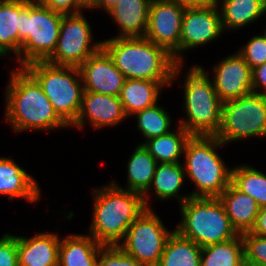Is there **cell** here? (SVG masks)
<instances>
[{
	"label": "cell",
	"instance_id": "obj_1",
	"mask_svg": "<svg viewBox=\"0 0 266 266\" xmlns=\"http://www.w3.org/2000/svg\"><path fill=\"white\" fill-rule=\"evenodd\" d=\"M5 89V122L13 132L69 127L55 112L38 82L23 68L12 69Z\"/></svg>",
	"mask_w": 266,
	"mask_h": 266
},
{
	"label": "cell",
	"instance_id": "obj_2",
	"mask_svg": "<svg viewBox=\"0 0 266 266\" xmlns=\"http://www.w3.org/2000/svg\"><path fill=\"white\" fill-rule=\"evenodd\" d=\"M102 47L113 59L125 79H144L172 83L185 64H177L162 46L146 37H111L102 41Z\"/></svg>",
	"mask_w": 266,
	"mask_h": 266
},
{
	"label": "cell",
	"instance_id": "obj_3",
	"mask_svg": "<svg viewBox=\"0 0 266 266\" xmlns=\"http://www.w3.org/2000/svg\"><path fill=\"white\" fill-rule=\"evenodd\" d=\"M91 194L94 204L88 235L103 246L118 245L147 208L143 195L119 188L112 181L93 188Z\"/></svg>",
	"mask_w": 266,
	"mask_h": 266
},
{
	"label": "cell",
	"instance_id": "obj_4",
	"mask_svg": "<svg viewBox=\"0 0 266 266\" xmlns=\"http://www.w3.org/2000/svg\"><path fill=\"white\" fill-rule=\"evenodd\" d=\"M224 146L216 136L192 135L188 140L182 163L196 188L191 197H219L231 183L232 167L217 151Z\"/></svg>",
	"mask_w": 266,
	"mask_h": 266
},
{
	"label": "cell",
	"instance_id": "obj_5",
	"mask_svg": "<svg viewBox=\"0 0 266 266\" xmlns=\"http://www.w3.org/2000/svg\"><path fill=\"white\" fill-rule=\"evenodd\" d=\"M63 13L42 5L38 0H20L19 67L46 61L55 51Z\"/></svg>",
	"mask_w": 266,
	"mask_h": 266
},
{
	"label": "cell",
	"instance_id": "obj_6",
	"mask_svg": "<svg viewBox=\"0 0 266 266\" xmlns=\"http://www.w3.org/2000/svg\"><path fill=\"white\" fill-rule=\"evenodd\" d=\"M184 118L179 125L191 135L216 136L221 126L223 102L202 65H193L184 76Z\"/></svg>",
	"mask_w": 266,
	"mask_h": 266
},
{
	"label": "cell",
	"instance_id": "obj_7",
	"mask_svg": "<svg viewBox=\"0 0 266 266\" xmlns=\"http://www.w3.org/2000/svg\"><path fill=\"white\" fill-rule=\"evenodd\" d=\"M179 206L182 219L175 230L201 248L238 235L218 197H190Z\"/></svg>",
	"mask_w": 266,
	"mask_h": 266
},
{
	"label": "cell",
	"instance_id": "obj_8",
	"mask_svg": "<svg viewBox=\"0 0 266 266\" xmlns=\"http://www.w3.org/2000/svg\"><path fill=\"white\" fill-rule=\"evenodd\" d=\"M23 68L38 82L57 115L70 129L78 117L84 93L79 67L35 61Z\"/></svg>",
	"mask_w": 266,
	"mask_h": 266
},
{
	"label": "cell",
	"instance_id": "obj_9",
	"mask_svg": "<svg viewBox=\"0 0 266 266\" xmlns=\"http://www.w3.org/2000/svg\"><path fill=\"white\" fill-rule=\"evenodd\" d=\"M216 137L224 144L266 137V96L251 92L223 103Z\"/></svg>",
	"mask_w": 266,
	"mask_h": 266
},
{
	"label": "cell",
	"instance_id": "obj_10",
	"mask_svg": "<svg viewBox=\"0 0 266 266\" xmlns=\"http://www.w3.org/2000/svg\"><path fill=\"white\" fill-rule=\"evenodd\" d=\"M146 208L128 228L118 246L144 266H158L166 242L172 231L153 211Z\"/></svg>",
	"mask_w": 266,
	"mask_h": 266
},
{
	"label": "cell",
	"instance_id": "obj_11",
	"mask_svg": "<svg viewBox=\"0 0 266 266\" xmlns=\"http://www.w3.org/2000/svg\"><path fill=\"white\" fill-rule=\"evenodd\" d=\"M83 12L63 14L58 42L50 64L80 67L102 47V41L93 42V31Z\"/></svg>",
	"mask_w": 266,
	"mask_h": 266
},
{
	"label": "cell",
	"instance_id": "obj_12",
	"mask_svg": "<svg viewBox=\"0 0 266 266\" xmlns=\"http://www.w3.org/2000/svg\"><path fill=\"white\" fill-rule=\"evenodd\" d=\"M185 7L174 0H152L145 37L164 47L180 64V33Z\"/></svg>",
	"mask_w": 266,
	"mask_h": 266
},
{
	"label": "cell",
	"instance_id": "obj_13",
	"mask_svg": "<svg viewBox=\"0 0 266 266\" xmlns=\"http://www.w3.org/2000/svg\"><path fill=\"white\" fill-rule=\"evenodd\" d=\"M222 34L224 30L216 3L185 8L180 33V64L186 63L184 52L212 43Z\"/></svg>",
	"mask_w": 266,
	"mask_h": 266
},
{
	"label": "cell",
	"instance_id": "obj_14",
	"mask_svg": "<svg viewBox=\"0 0 266 266\" xmlns=\"http://www.w3.org/2000/svg\"><path fill=\"white\" fill-rule=\"evenodd\" d=\"M211 70L208 76L223 103L253 92L252 69L237 51L219 60Z\"/></svg>",
	"mask_w": 266,
	"mask_h": 266
},
{
	"label": "cell",
	"instance_id": "obj_15",
	"mask_svg": "<svg viewBox=\"0 0 266 266\" xmlns=\"http://www.w3.org/2000/svg\"><path fill=\"white\" fill-rule=\"evenodd\" d=\"M126 118L119 96L84 91L78 117L70 127L82 130L88 122L90 127L100 130L114 127Z\"/></svg>",
	"mask_w": 266,
	"mask_h": 266
},
{
	"label": "cell",
	"instance_id": "obj_16",
	"mask_svg": "<svg viewBox=\"0 0 266 266\" xmlns=\"http://www.w3.org/2000/svg\"><path fill=\"white\" fill-rule=\"evenodd\" d=\"M79 69L84 91L119 96L125 77L103 47L89 57Z\"/></svg>",
	"mask_w": 266,
	"mask_h": 266
},
{
	"label": "cell",
	"instance_id": "obj_17",
	"mask_svg": "<svg viewBox=\"0 0 266 266\" xmlns=\"http://www.w3.org/2000/svg\"><path fill=\"white\" fill-rule=\"evenodd\" d=\"M32 176L13 158L0 157V195L8 196L10 201L21 198L36 204L40 200L39 182Z\"/></svg>",
	"mask_w": 266,
	"mask_h": 266
},
{
	"label": "cell",
	"instance_id": "obj_18",
	"mask_svg": "<svg viewBox=\"0 0 266 266\" xmlns=\"http://www.w3.org/2000/svg\"><path fill=\"white\" fill-rule=\"evenodd\" d=\"M59 233L40 232L32 237L17 235L19 266H58Z\"/></svg>",
	"mask_w": 266,
	"mask_h": 266
},
{
	"label": "cell",
	"instance_id": "obj_19",
	"mask_svg": "<svg viewBox=\"0 0 266 266\" xmlns=\"http://www.w3.org/2000/svg\"><path fill=\"white\" fill-rule=\"evenodd\" d=\"M185 178L183 163H158L151 185L143 194L146 207L152 208L150 206L151 204H149V197L152 195L151 191L153 192V189L154 197L158 200L168 201L169 199H177L179 205L185 202L191 197L189 193H181V189L186 180Z\"/></svg>",
	"mask_w": 266,
	"mask_h": 266
},
{
	"label": "cell",
	"instance_id": "obj_20",
	"mask_svg": "<svg viewBox=\"0 0 266 266\" xmlns=\"http://www.w3.org/2000/svg\"><path fill=\"white\" fill-rule=\"evenodd\" d=\"M152 0H117L107 14L119 28L114 37H145Z\"/></svg>",
	"mask_w": 266,
	"mask_h": 266
},
{
	"label": "cell",
	"instance_id": "obj_21",
	"mask_svg": "<svg viewBox=\"0 0 266 266\" xmlns=\"http://www.w3.org/2000/svg\"><path fill=\"white\" fill-rule=\"evenodd\" d=\"M172 83H159L144 79H125L119 94L127 118L158 103L163 88Z\"/></svg>",
	"mask_w": 266,
	"mask_h": 266
},
{
	"label": "cell",
	"instance_id": "obj_22",
	"mask_svg": "<svg viewBox=\"0 0 266 266\" xmlns=\"http://www.w3.org/2000/svg\"><path fill=\"white\" fill-rule=\"evenodd\" d=\"M218 198L237 233L251 231L260 208L257 202L249 195L239 191L232 183Z\"/></svg>",
	"mask_w": 266,
	"mask_h": 266
},
{
	"label": "cell",
	"instance_id": "obj_23",
	"mask_svg": "<svg viewBox=\"0 0 266 266\" xmlns=\"http://www.w3.org/2000/svg\"><path fill=\"white\" fill-rule=\"evenodd\" d=\"M102 246L88 234L61 237L58 266H97Z\"/></svg>",
	"mask_w": 266,
	"mask_h": 266
},
{
	"label": "cell",
	"instance_id": "obj_24",
	"mask_svg": "<svg viewBox=\"0 0 266 266\" xmlns=\"http://www.w3.org/2000/svg\"><path fill=\"white\" fill-rule=\"evenodd\" d=\"M224 32L240 30L266 14V0H216Z\"/></svg>",
	"mask_w": 266,
	"mask_h": 266
},
{
	"label": "cell",
	"instance_id": "obj_25",
	"mask_svg": "<svg viewBox=\"0 0 266 266\" xmlns=\"http://www.w3.org/2000/svg\"><path fill=\"white\" fill-rule=\"evenodd\" d=\"M133 150L132 155L126 163V187H121L115 180H112V182L119 188L143 195L151 185L158 162L151 156L143 144L137 145Z\"/></svg>",
	"mask_w": 266,
	"mask_h": 266
},
{
	"label": "cell",
	"instance_id": "obj_26",
	"mask_svg": "<svg viewBox=\"0 0 266 266\" xmlns=\"http://www.w3.org/2000/svg\"><path fill=\"white\" fill-rule=\"evenodd\" d=\"M176 129L139 144H143L158 163H182L180 159L192 135L180 125Z\"/></svg>",
	"mask_w": 266,
	"mask_h": 266
},
{
	"label": "cell",
	"instance_id": "obj_27",
	"mask_svg": "<svg viewBox=\"0 0 266 266\" xmlns=\"http://www.w3.org/2000/svg\"><path fill=\"white\" fill-rule=\"evenodd\" d=\"M202 248L174 230L169 236L158 266H201Z\"/></svg>",
	"mask_w": 266,
	"mask_h": 266
},
{
	"label": "cell",
	"instance_id": "obj_28",
	"mask_svg": "<svg viewBox=\"0 0 266 266\" xmlns=\"http://www.w3.org/2000/svg\"><path fill=\"white\" fill-rule=\"evenodd\" d=\"M20 0H0V52L19 55Z\"/></svg>",
	"mask_w": 266,
	"mask_h": 266
},
{
	"label": "cell",
	"instance_id": "obj_29",
	"mask_svg": "<svg viewBox=\"0 0 266 266\" xmlns=\"http://www.w3.org/2000/svg\"><path fill=\"white\" fill-rule=\"evenodd\" d=\"M244 241L241 234L228 241L208 245L201 251V266H244Z\"/></svg>",
	"mask_w": 266,
	"mask_h": 266
},
{
	"label": "cell",
	"instance_id": "obj_30",
	"mask_svg": "<svg viewBox=\"0 0 266 266\" xmlns=\"http://www.w3.org/2000/svg\"><path fill=\"white\" fill-rule=\"evenodd\" d=\"M231 183L242 193L253 198L259 207L266 206V174L253 166L232 167Z\"/></svg>",
	"mask_w": 266,
	"mask_h": 266
},
{
	"label": "cell",
	"instance_id": "obj_31",
	"mask_svg": "<svg viewBox=\"0 0 266 266\" xmlns=\"http://www.w3.org/2000/svg\"><path fill=\"white\" fill-rule=\"evenodd\" d=\"M132 117L136 118L137 129L145 138L144 140L165 135L173 130L172 117L159 103L137 112Z\"/></svg>",
	"mask_w": 266,
	"mask_h": 266
},
{
	"label": "cell",
	"instance_id": "obj_32",
	"mask_svg": "<svg viewBox=\"0 0 266 266\" xmlns=\"http://www.w3.org/2000/svg\"><path fill=\"white\" fill-rule=\"evenodd\" d=\"M241 47L237 52L251 69L266 62V36L263 33L250 37V40Z\"/></svg>",
	"mask_w": 266,
	"mask_h": 266
},
{
	"label": "cell",
	"instance_id": "obj_33",
	"mask_svg": "<svg viewBox=\"0 0 266 266\" xmlns=\"http://www.w3.org/2000/svg\"><path fill=\"white\" fill-rule=\"evenodd\" d=\"M97 266H144L135 258L127 255L118 245L102 246Z\"/></svg>",
	"mask_w": 266,
	"mask_h": 266
},
{
	"label": "cell",
	"instance_id": "obj_34",
	"mask_svg": "<svg viewBox=\"0 0 266 266\" xmlns=\"http://www.w3.org/2000/svg\"><path fill=\"white\" fill-rule=\"evenodd\" d=\"M241 235L244 241V262L266 263V237L255 235L250 231Z\"/></svg>",
	"mask_w": 266,
	"mask_h": 266
},
{
	"label": "cell",
	"instance_id": "obj_35",
	"mask_svg": "<svg viewBox=\"0 0 266 266\" xmlns=\"http://www.w3.org/2000/svg\"><path fill=\"white\" fill-rule=\"evenodd\" d=\"M0 266H19L16 235L5 233L0 238Z\"/></svg>",
	"mask_w": 266,
	"mask_h": 266
},
{
	"label": "cell",
	"instance_id": "obj_36",
	"mask_svg": "<svg viewBox=\"0 0 266 266\" xmlns=\"http://www.w3.org/2000/svg\"><path fill=\"white\" fill-rule=\"evenodd\" d=\"M42 5L63 14H76L89 9L81 0H38Z\"/></svg>",
	"mask_w": 266,
	"mask_h": 266
},
{
	"label": "cell",
	"instance_id": "obj_37",
	"mask_svg": "<svg viewBox=\"0 0 266 266\" xmlns=\"http://www.w3.org/2000/svg\"><path fill=\"white\" fill-rule=\"evenodd\" d=\"M252 91L266 96V62L252 69Z\"/></svg>",
	"mask_w": 266,
	"mask_h": 266
},
{
	"label": "cell",
	"instance_id": "obj_38",
	"mask_svg": "<svg viewBox=\"0 0 266 266\" xmlns=\"http://www.w3.org/2000/svg\"><path fill=\"white\" fill-rule=\"evenodd\" d=\"M251 233L266 237V206L260 207L254 227Z\"/></svg>",
	"mask_w": 266,
	"mask_h": 266
},
{
	"label": "cell",
	"instance_id": "obj_39",
	"mask_svg": "<svg viewBox=\"0 0 266 266\" xmlns=\"http://www.w3.org/2000/svg\"><path fill=\"white\" fill-rule=\"evenodd\" d=\"M185 8L189 7H204L214 4L216 0H174Z\"/></svg>",
	"mask_w": 266,
	"mask_h": 266
},
{
	"label": "cell",
	"instance_id": "obj_40",
	"mask_svg": "<svg viewBox=\"0 0 266 266\" xmlns=\"http://www.w3.org/2000/svg\"><path fill=\"white\" fill-rule=\"evenodd\" d=\"M117 0H97L90 8V9H102L107 13L110 9L114 7L116 4Z\"/></svg>",
	"mask_w": 266,
	"mask_h": 266
},
{
	"label": "cell",
	"instance_id": "obj_41",
	"mask_svg": "<svg viewBox=\"0 0 266 266\" xmlns=\"http://www.w3.org/2000/svg\"><path fill=\"white\" fill-rule=\"evenodd\" d=\"M244 266H266V263H260V262H244Z\"/></svg>",
	"mask_w": 266,
	"mask_h": 266
},
{
	"label": "cell",
	"instance_id": "obj_42",
	"mask_svg": "<svg viewBox=\"0 0 266 266\" xmlns=\"http://www.w3.org/2000/svg\"><path fill=\"white\" fill-rule=\"evenodd\" d=\"M88 8H90L97 0H81Z\"/></svg>",
	"mask_w": 266,
	"mask_h": 266
},
{
	"label": "cell",
	"instance_id": "obj_43",
	"mask_svg": "<svg viewBox=\"0 0 266 266\" xmlns=\"http://www.w3.org/2000/svg\"><path fill=\"white\" fill-rule=\"evenodd\" d=\"M5 57L1 52H0V59Z\"/></svg>",
	"mask_w": 266,
	"mask_h": 266
}]
</instances>
